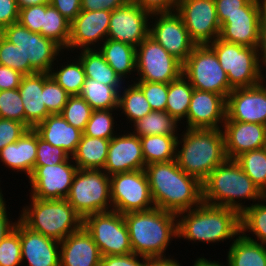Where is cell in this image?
<instances>
[{"instance_id":"6da1fadb","label":"cell","mask_w":266,"mask_h":266,"mask_svg":"<svg viewBox=\"0 0 266 266\" xmlns=\"http://www.w3.org/2000/svg\"><path fill=\"white\" fill-rule=\"evenodd\" d=\"M144 170L156 208L178 214L203 202L202 182L187 175L175 160L152 163Z\"/></svg>"},{"instance_id":"7a4b0ae2","label":"cell","mask_w":266,"mask_h":266,"mask_svg":"<svg viewBox=\"0 0 266 266\" xmlns=\"http://www.w3.org/2000/svg\"><path fill=\"white\" fill-rule=\"evenodd\" d=\"M183 132L182 138L177 140L175 161L187 175L203 183L218 165L228 159L223 130L186 128Z\"/></svg>"},{"instance_id":"3957f363","label":"cell","mask_w":266,"mask_h":266,"mask_svg":"<svg viewBox=\"0 0 266 266\" xmlns=\"http://www.w3.org/2000/svg\"><path fill=\"white\" fill-rule=\"evenodd\" d=\"M184 214V215H183ZM178 238L203 243H219L240 234V214L231 208L202 202L177 214Z\"/></svg>"},{"instance_id":"277c9868","label":"cell","mask_w":266,"mask_h":266,"mask_svg":"<svg viewBox=\"0 0 266 266\" xmlns=\"http://www.w3.org/2000/svg\"><path fill=\"white\" fill-rule=\"evenodd\" d=\"M128 227L134 254L146 257H165L173 238L178 239L177 214L153 208L148 211L123 214Z\"/></svg>"},{"instance_id":"5b68a950","label":"cell","mask_w":266,"mask_h":266,"mask_svg":"<svg viewBox=\"0 0 266 266\" xmlns=\"http://www.w3.org/2000/svg\"><path fill=\"white\" fill-rule=\"evenodd\" d=\"M202 188L204 203L231 208L239 214L248 207L240 202L242 199L256 203L265 197L234 159L218 165L202 183Z\"/></svg>"},{"instance_id":"8992f818","label":"cell","mask_w":266,"mask_h":266,"mask_svg":"<svg viewBox=\"0 0 266 266\" xmlns=\"http://www.w3.org/2000/svg\"><path fill=\"white\" fill-rule=\"evenodd\" d=\"M21 210L19 220L29 229L58 242L78 231L83 219L66 199H37Z\"/></svg>"},{"instance_id":"52a82bcc","label":"cell","mask_w":266,"mask_h":266,"mask_svg":"<svg viewBox=\"0 0 266 266\" xmlns=\"http://www.w3.org/2000/svg\"><path fill=\"white\" fill-rule=\"evenodd\" d=\"M0 34L21 51L23 75L50 73L57 56L64 52L54 40L30 31L19 22L4 27Z\"/></svg>"},{"instance_id":"ba28073f","label":"cell","mask_w":266,"mask_h":266,"mask_svg":"<svg viewBox=\"0 0 266 266\" xmlns=\"http://www.w3.org/2000/svg\"><path fill=\"white\" fill-rule=\"evenodd\" d=\"M66 200L82 219L111 211L110 176L104 170L78 169Z\"/></svg>"},{"instance_id":"9c48e42d","label":"cell","mask_w":266,"mask_h":266,"mask_svg":"<svg viewBox=\"0 0 266 266\" xmlns=\"http://www.w3.org/2000/svg\"><path fill=\"white\" fill-rule=\"evenodd\" d=\"M227 73L232 89L246 88L261 83L257 48L225 42L219 38L208 44Z\"/></svg>"},{"instance_id":"30bf717a","label":"cell","mask_w":266,"mask_h":266,"mask_svg":"<svg viewBox=\"0 0 266 266\" xmlns=\"http://www.w3.org/2000/svg\"><path fill=\"white\" fill-rule=\"evenodd\" d=\"M182 74L194 89L214 92L225 98L233 90L229 85L227 73L208 44L195 45L183 63Z\"/></svg>"},{"instance_id":"8fae6325","label":"cell","mask_w":266,"mask_h":266,"mask_svg":"<svg viewBox=\"0 0 266 266\" xmlns=\"http://www.w3.org/2000/svg\"><path fill=\"white\" fill-rule=\"evenodd\" d=\"M82 226L92 236L103 256L133 253L124 216L117 211L86 216Z\"/></svg>"},{"instance_id":"7c38bea8","label":"cell","mask_w":266,"mask_h":266,"mask_svg":"<svg viewBox=\"0 0 266 266\" xmlns=\"http://www.w3.org/2000/svg\"><path fill=\"white\" fill-rule=\"evenodd\" d=\"M112 210L125 214L155 208L144 169L110 176Z\"/></svg>"},{"instance_id":"4fadbf2b","label":"cell","mask_w":266,"mask_h":266,"mask_svg":"<svg viewBox=\"0 0 266 266\" xmlns=\"http://www.w3.org/2000/svg\"><path fill=\"white\" fill-rule=\"evenodd\" d=\"M182 66L149 35L136 47L138 81L169 83L182 74Z\"/></svg>"},{"instance_id":"5bb4252c","label":"cell","mask_w":266,"mask_h":266,"mask_svg":"<svg viewBox=\"0 0 266 266\" xmlns=\"http://www.w3.org/2000/svg\"><path fill=\"white\" fill-rule=\"evenodd\" d=\"M175 11L196 45L210 44L219 38L220 23L214 0H178Z\"/></svg>"},{"instance_id":"9a60e30c","label":"cell","mask_w":266,"mask_h":266,"mask_svg":"<svg viewBox=\"0 0 266 266\" xmlns=\"http://www.w3.org/2000/svg\"><path fill=\"white\" fill-rule=\"evenodd\" d=\"M150 18L156 20L149 24V36L183 64L196 44L190 39L182 18L176 11L154 13Z\"/></svg>"},{"instance_id":"2e32d148","label":"cell","mask_w":266,"mask_h":266,"mask_svg":"<svg viewBox=\"0 0 266 266\" xmlns=\"http://www.w3.org/2000/svg\"><path fill=\"white\" fill-rule=\"evenodd\" d=\"M72 160V157H69L65 162L56 165L38 166L29 177L32 187L30 197L66 199L78 170L76 164L71 163Z\"/></svg>"},{"instance_id":"e0dca14e","label":"cell","mask_w":266,"mask_h":266,"mask_svg":"<svg viewBox=\"0 0 266 266\" xmlns=\"http://www.w3.org/2000/svg\"><path fill=\"white\" fill-rule=\"evenodd\" d=\"M150 17L148 11L129 0L124 6L111 11L107 39L137 47L149 35Z\"/></svg>"},{"instance_id":"ac0fdd59","label":"cell","mask_w":266,"mask_h":266,"mask_svg":"<svg viewBox=\"0 0 266 266\" xmlns=\"http://www.w3.org/2000/svg\"><path fill=\"white\" fill-rule=\"evenodd\" d=\"M265 81L255 86L233 89L226 98L225 121L257 123L266 126Z\"/></svg>"},{"instance_id":"d6986e66","label":"cell","mask_w":266,"mask_h":266,"mask_svg":"<svg viewBox=\"0 0 266 266\" xmlns=\"http://www.w3.org/2000/svg\"><path fill=\"white\" fill-rule=\"evenodd\" d=\"M261 14L259 0H249L243 6V12L229 16L220 25L219 39L245 47L257 48Z\"/></svg>"},{"instance_id":"ffe728a7","label":"cell","mask_w":266,"mask_h":266,"mask_svg":"<svg viewBox=\"0 0 266 266\" xmlns=\"http://www.w3.org/2000/svg\"><path fill=\"white\" fill-rule=\"evenodd\" d=\"M225 119L226 98L223 95L210 91L193 90L186 117V128L221 129Z\"/></svg>"},{"instance_id":"44dd1931","label":"cell","mask_w":266,"mask_h":266,"mask_svg":"<svg viewBox=\"0 0 266 266\" xmlns=\"http://www.w3.org/2000/svg\"><path fill=\"white\" fill-rule=\"evenodd\" d=\"M111 11H83L70 24L68 50L95 49L107 39ZM93 45V46H92ZM70 48V49H69Z\"/></svg>"},{"instance_id":"7402d4cb","label":"cell","mask_w":266,"mask_h":266,"mask_svg":"<svg viewBox=\"0 0 266 266\" xmlns=\"http://www.w3.org/2000/svg\"><path fill=\"white\" fill-rule=\"evenodd\" d=\"M146 166L140 137L127 132L115 135L109 143L103 170L109 175L144 169Z\"/></svg>"},{"instance_id":"603a6c76","label":"cell","mask_w":266,"mask_h":266,"mask_svg":"<svg viewBox=\"0 0 266 266\" xmlns=\"http://www.w3.org/2000/svg\"><path fill=\"white\" fill-rule=\"evenodd\" d=\"M222 128L228 159H235L241 153L260 149L265 145L266 126L263 124L224 121Z\"/></svg>"},{"instance_id":"cb8c5ba5","label":"cell","mask_w":266,"mask_h":266,"mask_svg":"<svg viewBox=\"0 0 266 266\" xmlns=\"http://www.w3.org/2000/svg\"><path fill=\"white\" fill-rule=\"evenodd\" d=\"M20 242L22 263L26 260L29 266H60V242L29 229L21 221Z\"/></svg>"},{"instance_id":"d4e9b609","label":"cell","mask_w":266,"mask_h":266,"mask_svg":"<svg viewBox=\"0 0 266 266\" xmlns=\"http://www.w3.org/2000/svg\"><path fill=\"white\" fill-rule=\"evenodd\" d=\"M102 255L82 226L60 242V266H100Z\"/></svg>"},{"instance_id":"484cf974","label":"cell","mask_w":266,"mask_h":266,"mask_svg":"<svg viewBox=\"0 0 266 266\" xmlns=\"http://www.w3.org/2000/svg\"><path fill=\"white\" fill-rule=\"evenodd\" d=\"M41 139L62 148L72 157L81 141L83 131L70 125L61 114H50L33 128Z\"/></svg>"},{"instance_id":"4316f807","label":"cell","mask_w":266,"mask_h":266,"mask_svg":"<svg viewBox=\"0 0 266 266\" xmlns=\"http://www.w3.org/2000/svg\"><path fill=\"white\" fill-rule=\"evenodd\" d=\"M25 111V125L31 129L50 113L44 103V73L24 75L18 87Z\"/></svg>"},{"instance_id":"83f0119b","label":"cell","mask_w":266,"mask_h":266,"mask_svg":"<svg viewBox=\"0 0 266 266\" xmlns=\"http://www.w3.org/2000/svg\"><path fill=\"white\" fill-rule=\"evenodd\" d=\"M37 151V132L28 129L16 142L0 150V160L16 172H25L29 178L34 171Z\"/></svg>"},{"instance_id":"f1b7e54d","label":"cell","mask_w":266,"mask_h":266,"mask_svg":"<svg viewBox=\"0 0 266 266\" xmlns=\"http://www.w3.org/2000/svg\"><path fill=\"white\" fill-rule=\"evenodd\" d=\"M110 67L126 82V77L136 71V47L131 44L106 39L99 48Z\"/></svg>"},{"instance_id":"f546056e","label":"cell","mask_w":266,"mask_h":266,"mask_svg":"<svg viewBox=\"0 0 266 266\" xmlns=\"http://www.w3.org/2000/svg\"><path fill=\"white\" fill-rule=\"evenodd\" d=\"M227 253L228 266H266V246L244 237L236 236Z\"/></svg>"},{"instance_id":"4dcf8cb0","label":"cell","mask_w":266,"mask_h":266,"mask_svg":"<svg viewBox=\"0 0 266 266\" xmlns=\"http://www.w3.org/2000/svg\"><path fill=\"white\" fill-rule=\"evenodd\" d=\"M110 140L93 138L82 135L75 154L73 163L78 169L103 170L107 159Z\"/></svg>"},{"instance_id":"1f68e13d","label":"cell","mask_w":266,"mask_h":266,"mask_svg":"<svg viewBox=\"0 0 266 266\" xmlns=\"http://www.w3.org/2000/svg\"><path fill=\"white\" fill-rule=\"evenodd\" d=\"M79 51L81 52L78 58L84 67L86 78L108 86H122L124 84V80L109 66L98 49H81Z\"/></svg>"},{"instance_id":"d6a6232c","label":"cell","mask_w":266,"mask_h":266,"mask_svg":"<svg viewBox=\"0 0 266 266\" xmlns=\"http://www.w3.org/2000/svg\"><path fill=\"white\" fill-rule=\"evenodd\" d=\"M122 86H108L90 78H85L79 96H81L93 110L117 109L119 91Z\"/></svg>"},{"instance_id":"836d02e7","label":"cell","mask_w":266,"mask_h":266,"mask_svg":"<svg viewBox=\"0 0 266 266\" xmlns=\"http://www.w3.org/2000/svg\"><path fill=\"white\" fill-rule=\"evenodd\" d=\"M178 136L150 135L140 137L146 165L175 160Z\"/></svg>"},{"instance_id":"e575fe53","label":"cell","mask_w":266,"mask_h":266,"mask_svg":"<svg viewBox=\"0 0 266 266\" xmlns=\"http://www.w3.org/2000/svg\"><path fill=\"white\" fill-rule=\"evenodd\" d=\"M264 202H266V196L257 203L249 205L240 213V233L247 239L266 246V203ZM245 232H251L256 238L253 239L252 236H249L250 234L246 235Z\"/></svg>"},{"instance_id":"d590c367","label":"cell","mask_w":266,"mask_h":266,"mask_svg":"<svg viewBox=\"0 0 266 266\" xmlns=\"http://www.w3.org/2000/svg\"><path fill=\"white\" fill-rule=\"evenodd\" d=\"M179 122L167 111H151L133 125V134L143 137L150 135H177Z\"/></svg>"},{"instance_id":"8d00e7d4","label":"cell","mask_w":266,"mask_h":266,"mask_svg":"<svg viewBox=\"0 0 266 266\" xmlns=\"http://www.w3.org/2000/svg\"><path fill=\"white\" fill-rule=\"evenodd\" d=\"M193 90L194 88L183 74L168 83L166 111L178 122L187 117Z\"/></svg>"},{"instance_id":"74e56055","label":"cell","mask_w":266,"mask_h":266,"mask_svg":"<svg viewBox=\"0 0 266 266\" xmlns=\"http://www.w3.org/2000/svg\"><path fill=\"white\" fill-rule=\"evenodd\" d=\"M119 91L118 109L128 118V123H135L152 111L142 90L133 82ZM122 92V93H121Z\"/></svg>"},{"instance_id":"f35d334b","label":"cell","mask_w":266,"mask_h":266,"mask_svg":"<svg viewBox=\"0 0 266 266\" xmlns=\"http://www.w3.org/2000/svg\"><path fill=\"white\" fill-rule=\"evenodd\" d=\"M70 24L56 8L46 4V11L43 13V26H41L39 33L54 40L63 50H67L70 39Z\"/></svg>"},{"instance_id":"ab89813d","label":"cell","mask_w":266,"mask_h":266,"mask_svg":"<svg viewBox=\"0 0 266 266\" xmlns=\"http://www.w3.org/2000/svg\"><path fill=\"white\" fill-rule=\"evenodd\" d=\"M234 160L266 196V150L264 147L241 153Z\"/></svg>"},{"instance_id":"60d3db41","label":"cell","mask_w":266,"mask_h":266,"mask_svg":"<svg viewBox=\"0 0 266 266\" xmlns=\"http://www.w3.org/2000/svg\"><path fill=\"white\" fill-rule=\"evenodd\" d=\"M65 63L57 70L53 67L49 74L70 96L79 95L86 78L84 67L78 57Z\"/></svg>"},{"instance_id":"b9f144b4","label":"cell","mask_w":266,"mask_h":266,"mask_svg":"<svg viewBox=\"0 0 266 266\" xmlns=\"http://www.w3.org/2000/svg\"><path fill=\"white\" fill-rule=\"evenodd\" d=\"M116 109L93 110L91 118L86 124L83 135L111 140L115 134L113 111Z\"/></svg>"},{"instance_id":"7bdbcfd3","label":"cell","mask_w":266,"mask_h":266,"mask_svg":"<svg viewBox=\"0 0 266 266\" xmlns=\"http://www.w3.org/2000/svg\"><path fill=\"white\" fill-rule=\"evenodd\" d=\"M92 112L91 106L81 96L74 95L69 96L60 114L70 125L84 131Z\"/></svg>"},{"instance_id":"ee69618b","label":"cell","mask_w":266,"mask_h":266,"mask_svg":"<svg viewBox=\"0 0 266 266\" xmlns=\"http://www.w3.org/2000/svg\"><path fill=\"white\" fill-rule=\"evenodd\" d=\"M17 220L15 229L0 243V266H20L22 263L20 220Z\"/></svg>"},{"instance_id":"f6af8a7d","label":"cell","mask_w":266,"mask_h":266,"mask_svg":"<svg viewBox=\"0 0 266 266\" xmlns=\"http://www.w3.org/2000/svg\"><path fill=\"white\" fill-rule=\"evenodd\" d=\"M0 118L25 124V111L18 88L0 91Z\"/></svg>"},{"instance_id":"bcb514c9","label":"cell","mask_w":266,"mask_h":266,"mask_svg":"<svg viewBox=\"0 0 266 266\" xmlns=\"http://www.w3.org/2000/svg\"><path fill=\"white\" fill-rule=\"evenodd\" d=\"M69 96L49 73H44V103L50 114H60Z\"/></svg>"},{"instance_id":"7dc6e473","label":"cell","mask_w":266,"mask_h":266,"mask_svg":"<svg viewBox=\"0 0 266 266\" xmlns=\"http://www.w3.org/2000/svg\"><path fill=\"white\" fill-rule=\"evenodd\" d=\"M144 93L152 111H166L168 83L133 81Z\"/></svg>"},{"instance_id":"c3c4849f","label":"cell","mask_w":266,"mask_h":266,"mask_svg":"<svg viewBox=\"0 0 266 266\" xmlns=\"http://www.w3.org/2000/svg\"><path fill=\"white\" fill-rule=\"evenodd\" d=\"M70 156L60 147L51 145L41 139L37 133V151L34 170L38 166L56 165L65 162Z\"/></svg>"},{"instance_id":"681fc988","label":"cell","mask_w":266,"mask_h":266,"mask_svg":"<svg viewBox=\"0 0 266 266\" xmlns=\"http://www.w3.org/2000/svg\"><path fill=\"white\" fill-rule=\"evenodd\" d=\"M28 129L19 121L0 118V150L16 142Z\"/></svg>"},{"instance_id":"f907efd6","label":"cell","mask_w":266,"mask_h":266,"mask_svg":"<svg viewBox=\"0 0 266 266\" xmlns=\"http://www.w3.org/2000/svg\"><path fill=\"white\" fill-rule=\"evenodd\" d=\"M45 11L46 4L20 9L18 22L30 31L39 33L41 26H43V13Z\"/></svg>"},{"instance_id":"816d5d0a","label":"cell","mask_w":266,"mask_h":266,"mask_svg":"<svg viewBox=\"0 0 266 266\" xmlns=\"http://www.w3.org/2000/svg\"><path fill=\"white\" fill-rule=\"evenodd\" d=\"M0 65L15 69L22 74V54L17 46L0 34Z\"/></svg>"},{"instance_id":"f5cc1de1","label":"cell","mask_w":266,"mask_h":266,"mask_svg":"<svg viewBox=\"0 0 266 266\" xmlns=\"http://www.w3.org/2000/svg\"><path fill=\"white\" fill-rule=\"evenodd\" d=\"M145 264L146 257L129 253L126 255L103 256L100 266H145Z\"/></svg>"},{"instance_id":"db71d44e","label":"cell","mask_w":266,"mask_h":266,"mask_svg":"<svg viewBox=\"0 0 266 266\" xmlns=\"http://www.w3.org/2000/svg\"><path fill=\"white\" fill-rule=\"evenodd\" d=\"M220 25L231 15L243 12V6L249 0H214Z\"/></svg>"},{"instance_id":"11a10c76","label":"cell","mask_w":266,"mask_h":266,"mask_svg":"<svg viewBox=\"0 0 266 266\" xmlns=\"http://www.w3.org/2000/svg\"><path fill=\"white\" fill-rule=\"evenodd\" d=\"M150 14L167 13L176 10L178 0H131Z\"/></svg>"},{"instance_id":"9f6ffc18","label":"cell","mask_w":266,"mask_h":266,"mask_svg":"<svg viewBox=\"0 0 266 266\" xmlns=\"http://www.w3.org/2000/svg\"><path fill=\"white\" fill-rule=\"evenodd\" d=\"M19 9L16 0H0V31L18 22Z\"/></svg>"},{"instance_id":"6f0895ef","label":"cell","mask_w":266,"mask_h":266,"mask_svg":"<svg viewBox=\"0 0 266 266\" xmlns=\"http://www.w3.org/2000/svg\"><path fill=\"white\" fill-rule=\"evenodd\" d=\"M50 5L56 8L70 23L81 12V0H50Z\"/></svg>"},{"instance_id":"680465c9","label":"cell","mask_w":266,"mask_h":266,"mask_svg":"<svg viewBox=\"0 0 266 266\" xmlns=\"http://www.w3.org/2000/svg\"><path fill=\"white\" fill-rule=\"evenodd\" d=\"M23 76L15 69L0 65V91L18 88Z\"/></svg>"},{"instance_id":"91938a15","label":"cell","mask_w":266,"mask_h":266,"mask_svg":"<svg viewBox=\"0 0 266 266\" xmlns=\"http://www.w3.org/2000/svg\"><path fill=\"white\" fill-rule=\"evenodd\" d=\"M129 0H81V10L83 11H112L124 6Z\"/></svg>"},{"instance_id":"94428289","label":"cell","mask_w":266,"mask_h":266,"mask_svg":"<svg viewBox=\"0 0 266 266\" xmlns=\"http://www.w3.org/2000/svg\"><path fill=\"white\" fill-rule=\"evenodd\" d=\"M257 55H258V64H259L260 73H261L262 78L265 79L266 72H265V77H264L262 75L261 68L264 69L262 67L263 65L264 67H266V14H261V17H260L259 43L257 46Z\"/></svg>"},{"instance_id":"6125c7cd","label":"cell","mask_w":266,"mask_h":266,"mask_svg":"<svg viewBox=\"0 0 266 266\" xmlns=\"http://www.w3.org/2000/svg\"><path fill=\"white\" fill-rule=\"evenodd\" d=\"M5 202V199L0 202V243L9 233L15 229L17 224L16 221H9L8 213H6L7 207Z\"/></svg>"},{"instance_id":"be15d7a7","label":"cell","mask_w":266,"mask_h":266,"mask_svg":"<svg viewBox=\"0 0 266 266\" xmlns=\"http://www.w3.org/2000/svg\"><path fill=\"white\" fill-rule=\"evenodd\" d=\"M145 266H183L176 259L169 257L146 258Z\"/></svg>"},{"instance_id":"e7e4bbea","label":"cell","mask_w":266,"mask_h":266,"mask_svg":"<svg viewBox=\"0 0 266 266\" xmlns=\"http://www.w3.org/2000/svg\"><path fill=\"white\" fill-rule=\"evenodd\" d=\"M18 9H23L35 5L50 4V0H16Z\"/></svg>"},{"instance_id":"03108f58","label":"cell","mask_w":266,"mask_h":266,"mask_svg":"<svg viewBox=\"0 0 266 266\" xmlns=\"http://www.w3.org/2000/svg\"><path fill=\"white\" fill-rule=\"evenodd\" d=\"M193 266H228V264L224 265L223 263H219L218 261L212 262L206 258L199 257L196 259Z\"/></svg>"},{"instance_id":"003e7915","label":"cell","mask_w":266,"mask_h":266,"mask_svg":"<svg viewBox=\"0 0 266 266\" xmlns=\"http://www.w3.org/2000/svg\"><path fill=\"white\" fill-rule=\"evenodd\" d=\"M262 14H266V0H259Z\"/></svg>"},{"instance_id":"a7ac6f4b","label":"cell","mask_w":266,"mask_h":266,"mask_svg":"<svg viewBox=\"0 0 266 266\" xmlns=\"http://www.w3.org/2000/svg\"><path fill=\"white\" fill-rule=\"evenodd\" d=\"M3 200H4V197H3L2 190H1V187H0V202L3 201Z\"/></svg>"}]
</instances>
